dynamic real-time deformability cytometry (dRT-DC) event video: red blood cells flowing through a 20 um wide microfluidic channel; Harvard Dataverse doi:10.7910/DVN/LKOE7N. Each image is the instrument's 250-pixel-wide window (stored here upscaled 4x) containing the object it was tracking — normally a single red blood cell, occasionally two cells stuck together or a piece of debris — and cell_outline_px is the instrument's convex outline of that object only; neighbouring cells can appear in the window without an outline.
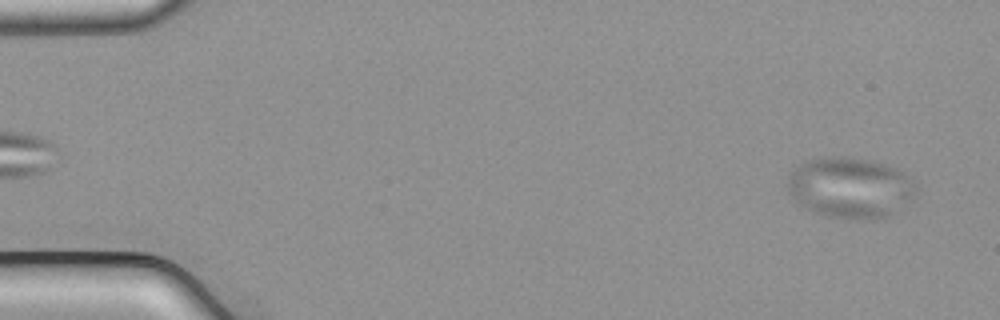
{"species": "common noctule bat (a hibernating species)", "species_latin": "Nyctalus noctula", "temperature_condition": "cold", "stored_images_in_passage": 17, "camera_frame_rate_fps": 3000, "um_per_image_px": 0.085, "animal": {"sex": "male", "body_mass_g": 21.5, "forearm_length_mm": 52.0}, "frame": {"image": 1, "passage_image": 3, "time_ms": 0.667, "image_size_px": [1000, 320], "cell_outline_px": [[916, 200], [888, 216], [872, 220], [852, 220], [828, 216], [812, 212], [800, 204], [788, 192], [788, 172], [792, 168], [808, 160], [832, 156], [844, 156], [872, 160], [896, 168], [904, 172], [916, 180]], "centroid_in_image_um": [72.32, 15.96], "position_along_channel_um": 12.7, "area_um2": 46.53}}